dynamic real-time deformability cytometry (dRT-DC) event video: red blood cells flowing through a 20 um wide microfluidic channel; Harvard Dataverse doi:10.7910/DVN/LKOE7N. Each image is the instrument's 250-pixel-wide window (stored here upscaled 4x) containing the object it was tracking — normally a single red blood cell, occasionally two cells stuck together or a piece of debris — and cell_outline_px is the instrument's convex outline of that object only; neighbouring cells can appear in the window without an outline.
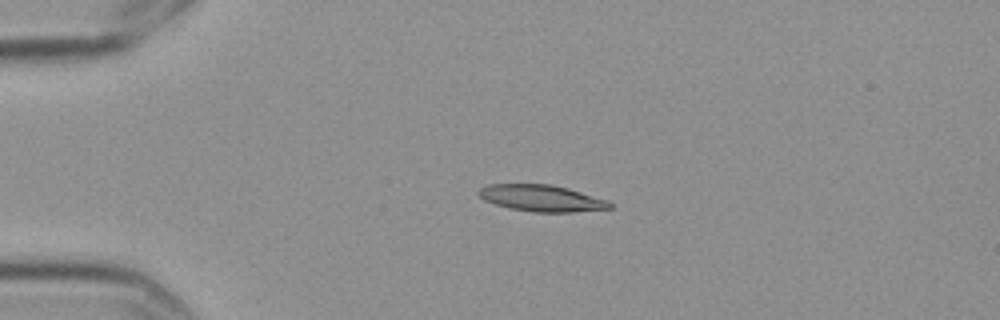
{"species": "Egyptian fruit bat (a non-hibernating species)", "species_latin": "Rousettus aegyptiacus", "temperature_condition": "cold", "stored_images_in_passage": 4, "camera_frame_rate_fps": 3000, "um_per_image_px": 0.085, "frame": {"image": 1, "passage_image": 3, "time_ms": 0.667, "image_size_px": [1000, 320], "cell_outline_px": [[612, 208], [572, 212], [532, 212], [508, 208], [484, 200], [476, 192], [480, 188], [488, 184], [552, 184], [568, 188], [608, 200], [612, 204]], "centroid_in_image_um": [46.02, 16.84], "position_along_channel_um": 39.0, "area_um2": 20.35}}